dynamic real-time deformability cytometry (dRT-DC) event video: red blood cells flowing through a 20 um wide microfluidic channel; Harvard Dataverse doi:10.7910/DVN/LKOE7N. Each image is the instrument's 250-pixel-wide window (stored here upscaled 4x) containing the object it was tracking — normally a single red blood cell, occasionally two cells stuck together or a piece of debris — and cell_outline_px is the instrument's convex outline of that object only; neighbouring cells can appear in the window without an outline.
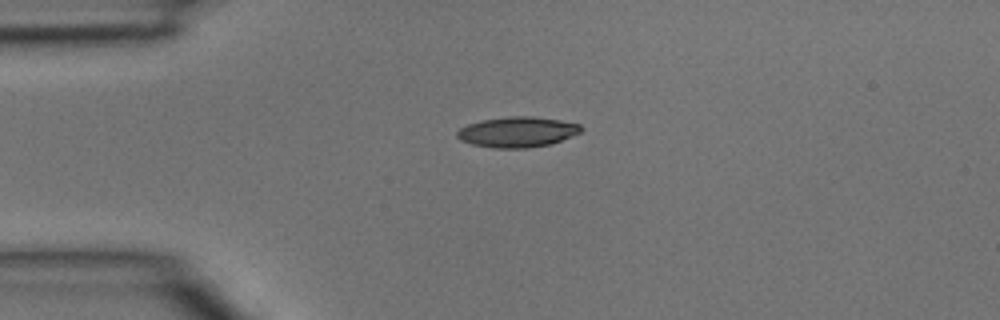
{"species": "common noctule bat (a hibernating species)", "species_latin": "Nyctalus noctula", "temperature_condition": "room temperature", "stored_images_in_passage": 1, "camera_frame_rate_fps": 3000, "um_per_image_px": 0.085, "animal": {"sex": "male", "body_mass_g": 15.6}, "frame": {"image": 1, "passage_image": 1, "time_ms": 0.0, "image_size_px": [1000, 320], "cell_outline_px": [[584, 128], [580, 132], [572, 136], [552, 144], [528, 148], [496, 148], [472, 144], [460, 140], [456, 136], [456, 132], [460, 128], [468, 124], [480, 120], [508, 116], [532, 116], [560, 120], [580, 124]], "centroid_in_image_um": [43.98, 11.21], "position_along_channel_um": 41.0, "area_um2": 22.14}}